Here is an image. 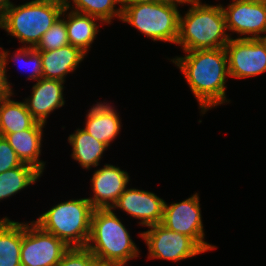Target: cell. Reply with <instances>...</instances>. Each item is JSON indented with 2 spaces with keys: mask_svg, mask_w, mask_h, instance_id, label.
<instances>
[{
  "mask_svg": "<svg viewBox=\"0 0 266 266\" xmlns=\"http://www.w3.org/2000/svg\"><path fill=\"white\" fill-rule=\"evenodd\" d=\"M68 143L72 147V159L78 161L80 166L86 170L100 166V160L103 158L105 150L109 148L83 128H77L74 133L70 134Z\"/></svg>",
  "mask_w": 266,
  "mask_h": 266,
  "instance_id": "d6986e66",
  "label": "cell"
},
{
  "mask_svg": "<svg viewBox=\"0 0 266 266\" xmlns=\"http://www.w3.org/2000/svg\"><path fill=\"white\" fill-rule=\"evenodd\" d=\"M69 246L33 221L22 222L21 266H57Z\"/></svg>",
  "mask_w": 266,
  "mask_h": 266,
  "instance_id": "52a82bcc",
  "label": "cell"
},
{
  "mask_svg": "<svg viewBox=\"0 0 266 266\" xmlns=\"http://www.w3.org/2000/svg\"><path fill=\"white\" fill-rule=\"evenodd\" d=\"M120 118L111 103L96 102L87 112L83 129L109 147L121 131Z\"/></svg>",
  "mask_w": 266,
  "mask_h": 266,
  "instance_id": "9a60e30c",
  "label": "cell"
},
{
  "mask_svg": "<svg viewBox=\"0 0 266 266\" xmlns=\"http://www.w3.org/2000/svg\"><path fill=\"white\" fill-rule=\"evenodd\" d=\"M45 125L44 123L37 122L32 128L5 136L22 163L35 167L42 174L46 164V162L40 160L43 128H45Z\"/></svg>",
  "mask_w": 266,
  "mask_h": 266,
  "instance_id": "e0dca14e",
  "label": "cell"
},
{
  "mask_svg": "<svg viewBox=\"0 0 266 266\" xmlns=\"http://www.w3.org/2000/svg\"><path fill=\"white\" fill-rule=\"evenodd\" d=\"M244 1L252 2V3H263V4H266V0H244Z\"/></svg>",
  "mask_w": 266,
  "mask_h": 266,
  "instance_id": "4dcf8cb0",
  "label": "cell"
},
{
  "mask_svg": "<svg viewBox=\"0 0 266 266\" xmlns=\"http://www.w3.org/2000/svg\"><path fill=\"white\" fill-rule=\"evenodd\" d=\"M184 56L170 59L183 73L198 101L201 115L211 108L229 103L226 98L230 78L225 48L184 51ZM187 54V55H186Z\"/></svg>",
  "mask_w": 266,
  "mask_h": 266,
  "instance_id": "6da1fadb",
  "label": "cell"
},
{
  "mask_svg": "<svg viewBox=\"0 0 266 266\" xmlns=\"http://www.w3.org/2000/svg\"><path fill=\"white\" fill-rule=\"evenodd\" d=\"M10 59L16 63L20 62V65L31 66V73L27 76V80L38 81L42 78L41 55L35 48L21 46L10 56Z\"/></svg>",
  "mask_w": 266,
  "mask_h": 266,
  "instance_id": "d4e9b609",
  "label": "cell"
},
{
  "mask_svg": "<svg viewBox=\"0 0 266 266\" xmlns=\"http://www.w3.org/2000/svg\"><path fill=\"white\" fill-rule=\"evenodd\" d=\"M231 2L221 5L227 31L238 34V39H262L266 34V4L244 0Z\"/></svg>",
  "mask_w": 266,
  "mask_h": 266,
  "instance_id": "8fae6325",
  "label": "cell"
},
{
  "mask_svg": "<svg viewBox=\"0 0 266 266\" xmlns=\"http://www.w3.org/2000/svg\"><path fill=\"white\" fill-rule=\"evenodd\" d=\"M42 77L66 82L68 73H73L87 56L79 48L69 44L51 51H39Z\"/></svg>",
  "mask_w": 266,
  "mask_h": 266,
  "instance_id": "2e32d148",
  "label": "cell"
},
{
  "mask_svg": "<svg viewBox=\"0 0 266 266\" xmlns=\"http://www.w3.org/2000/svg\"><path fill=\"white\" fill-rule=\"evenodd\" d=\"M94 208L87 198L56 204L33 222L69 247H86Z\"/></svg>",
  "mask_w": 266,
  "mask_h": 266,
  "instance_id": "5b68a950",
  "label": "cell"
},
{
  "mask_svg": "<svg viewBox=\"0 0 266 266\" xmlns=\"http://www.w3.org/2000/svg\"><path fill=\"white\" fill-rule=\"evenodd\" d=\"M93 196L88 197L94 209L112 208L130 181L128 172L112 164H104L91 177Z\"/></svg>",
  "mask_w": 266,
  "mask_h": 266,
  "instance_id": "4fadbf2b",
  "label": "cell"
},
{
  "mask_svg": "<svg viewBox=\"0 0 266 266\" xmlns=\"http://www.w3.org/2000/svg\"><path fill=\"white\" fill-rule=\"evenodd\" d=\"M178 5H184V0L133 4L122 9L120 21L153 41L176 44L180 15Z\"/></svg>",
  "mask_w": 266,
  "mask_h": 266,
  "instance_id": "8992f818",
  "label": "cell"
},
{
  "mask_svg": "<svg viewBox=\"0 0 266 266\" xmlns=\"http://www.w3.org/2000/svg\"><path fill=\"white\" fill-rule=\"evenodd\" d=\"M22 164V161L18 158L6 138L0 136V173L21 166Z\"/></svg>",
  "mask_w": 266,
  "mask_h": 266,
  "instance_id": "4316f807",
  "label": "cell"
},
{
  "mask_svg": "<svg viewBox=\"0 0 266 266\" xmlns=\"http://www.w3.org/2000/svg\"><path fill=\"white\" fill-rule=\"evenodd\" d=\"M61 16L65 19L69 44L79 48L87 55L99 33L100 25L97 23L99 21L103 24V22L91 15L78 13L67 8H64Z\"/></svg>",
  "mask_w": 266,
  "mask_h": 266,
  "instance_id": "ac0fdd59",
  "label": "cell"
},
{
  "mask_svg": "<svg viewBox=\"0 0 266 266\" xmlns=\"http://www.w3.org/2000/svg\"><path fill=\"white\" fill-rule=\"evenodd\" d=\"M148 228L150 229L139 233L148 247V259L177 262L205 252L191 237L171 231L162 224Z\"/></svg>",
  "mask_w": 266,
  "mask_h": 266,
  "instance_id": "ba28073f",
  "label": "cell"
},
{
  "mask_svg": "<svg viewBox=\"0 0 266 266\" xmlns=\"http://www.w3.org/2000/svg\"><path fill=\"white\" fill-rule=\"evenodd\" d=\"M69 45L65 19L60 16L43 34L35 47L38 51H51Z\"/></svg>",
  "mask_w": 266,
  "mask_h": 266,
  "instance_id": "cb8c5ba5",
  "label": "cell"
},
{
  "mask_svg": "<svg viewBox=\"0 0 266 266\" xmlns=\"http://www.w3.org/2000/svg\"><path fill=\"white\" fill-rule=\"evenodd\" d=\"M41 176L42 173L39 170L25 163L0 173V201L36 183Z\"/></svg>",
  "mask_w": 266,
  "mask_h": 266,
  "instance_id": "7402d4cb",
  "label": "cell"
},
{
  "mask_svg": "<svg viewBox=\"0 0 266 266\" xmlns=\"http://www.w3.org/2000/svg\"><path fill=\"white\" fill-rule=\"evenodd\" d=\"M94 266H125V264L96 261V263L94 264Z\"/></svg>",
  "mask_w": 266,
  "mask_h": 266,
  "instance_id": "f546056e",
  "label": "cell"
},
{
  "mask_svg": "<svg viewBox=\"0 0 266 266\" xmlns=\"http://www.w3.org/2000/svg\"><path fill=\"white\" fill-rule=\"evenodd\" d=\"M199 193L187 199L167 204L164 203L161 224L167 229L191 237L205 252L216 249L215 245L205 240Z\"/></svg>",
  "mask_w": 266,
  "mask_h": 266,
  "instance_id": "9c48e42d",
  "label": "cell"
},
{
  "mask_svg": "<svg viewBox=\"0 0 266 266\" xmlns=\"http://www.w3.org/2000/svg\"><path fill=\"white\" fill-rule=\"evenodd\" d=\"M63 84V81L42 77L32 86L31 96L24 102L37 122L46 124L51 112L65 105Z\"/></svg>",
  "mask_w": 266,
  "mask_h": 266,
  "instance_id": "5bb4252c",
  "label": "cell"
},
{
  "mask_svg": "<svg viewBox=\"0 0 266 266\" xmlns=\"http://www.w3.org/2000/svg\"><path fill=\"white\" fill-rule=\"evenodd\" d=\"M10 52L0 47V99L13 96L12 83L7 78V63H9Z\"/></svg>",
  "mask_w": 266,
  "mask_h": 266,
  "instance_id": "83f0119b",
  "label": "cell"
},
{
  "mask_svg": "<svg viewBox=\"0 0 266 266\" xmlns=\"http://www.w3.org/2000/svg\"><path fill=\"white\" fill-rule=\"evenodd\" d=\"M97 259L86 247H70L57 266H94Z\"/></svg>",
  "mask_w": 266,
  "mask_h": 266,
  "instance_id": "484cf974",
  "label": "cell"
},
{
  "mask_svg": "<svg viewBox=\"0 0 266 266\" xmlns=\"http://www.w3.org/2000/svg\"><path fill=\"white\" fill-rule=\"evenodd\" d=\"M22 222L0 219V266H21Z\"/></svg>",
  "mask_w": 266,
  "mask_h": 266,
  "instance_id": "44dd1931",
  "label": "cell"
},
{
  "mask_svg": "<svg viewBox=\"0 0 266 266\" xmlns=\"http://www.w3.org/2000/svg\"><path fill=\"white\" fill-rule=\"evenodd\" d=\"M64 8L60 0H31L18 6L5 0L0 3V28L18 38L22 46L35 48Z\"/></svg>",
  "mask_w": 266,
  "mask_h": 266,
  "instance_id": "3957f363",
  "label": "cell"
},
{
  "mask_svg": "<svg viewBox=\"0 0 266 266\" xmlns=\"http://www.w3.org/2000/svg\"><path fill=\"white\" fill-rule=\"evenodd\" d=\"M262 40L265 42L266 44V35L262 37Z\"/></svg>",
  "mask_w": 266,
  "mask_h": 266,
  "instance_id": "1f68e13d",
  "label": "cell"
},
{
  "mask_svg": "<svg viewBox=\"0 0 266 266\" xmlns=\"http://www.w3.org/2000/svg\"><path fill=\"white\" fill-rule=\"evenodd\" d=\"M168 0H119L120 7L124 9L126 6H130L133 4H140V3H156V2H165Z\"/></svg>",
  "mask_w": 266,
  "mask_h": 266,
  "instance_id": "f1b7e54d",
  "label": "cell"
},
{
  "mask_svg": "<svg viewBox=\"0 0 266 266\" xmlns=\"http://www.w3.org/2000/svg\"><path fill=\"white\" fill-rule=\"evenodd\" d=\"M165 200L155 193L137 188H126L112 207L140 220L141 226L161 224Z\"/></svg>",
  "mask_w": 266,
  "mask_h": 266,
  "instance_id": "7c38bea8",
  "label": "cell"
},
{
  "mask_svg": "<svg viewBox=\"0 0 266 266\" xmlns=\"http://www.w3.org/2000/svg\"><path fill=\"white\" fill-rule=\"evenodd\" d=\"M225 50L231 78H251L266 72V44L262 39L230 38Z\"/></svg>",
  "mask_w": 266,
  "mask_h": 266,
  "instance_id": "30bf717a",
  "label": "cell"
},
{
  "mask_svg": "<svg viewBox=\"0 0 266 266\" xmlns=\"http://www.w3.org/2000/svg\"><path fill=\"white\" fill-rule=\"evenodd\" d=\"M190 5L184 16L179 15L176 44L183 51L225 48L230 38L227 33L222 4L209 5L201 0H184Z\"/></svg>",
  "mask_w": 266,
  "mask_h": 266,
  "instance_id": "7a4b0ae2",
  "label": "cell"
},
{
  "mask_svg": "<svg viewBox=\"0 0 266 266\" xmlns=\"http://www.w3.org/2000/svg\"><path fill=\"white\" fill-rule=\"evenodd\" d=\"M36 123L24 101H15L11 96L0 99V136L32 128Z\"/></svg>",
  "mask_w": 266,
  "mask_h": 266,
  "instance_id": "ffe728a7",
  "label": "cell"
},
{
  "mask_svg": "<svg viewBox=\"0 0 266 266\" xmlns=\"http://www.w3.org/2000/svg\"><path fill=\"white\" fill-rule=\"evenodd\" d=\"M86 248L100 262L127 264L139 257V247L112 208L94 209Z\"/></svg>",
  "mask_w": 266,
  "mask_h": 266,
  "instance_id": "277c9868",
  "label": "cell"
},
{
  "mask_svg": "<svg viewBox=\"0 0 266 266\" xmlns=\"http://www.w3.org/2000/svg\"><path fill=\"white\" fill-rule=\"evenodd\" d=\"M70 2V0L64 2L65 8L96 17L104 24H112L115 17L121 19L122 8L116 7L120 5L119 0H72V6Z\"/></svg>",
  "mask_w": 266,
  "mask_h": 266,
  "instance_id": "603a6c76",
  "label": "cell"
}]
</instances>
